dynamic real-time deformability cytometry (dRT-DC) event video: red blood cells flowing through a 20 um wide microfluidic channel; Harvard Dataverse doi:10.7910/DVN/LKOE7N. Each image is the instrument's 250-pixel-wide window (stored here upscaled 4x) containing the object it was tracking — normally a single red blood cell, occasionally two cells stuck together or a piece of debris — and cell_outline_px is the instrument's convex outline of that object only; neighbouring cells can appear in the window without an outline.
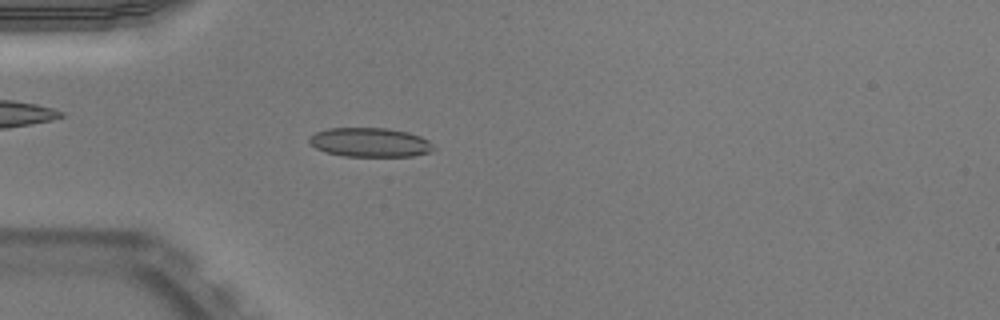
{"species": "Egyptian fruit bat (a non-hibernating species)", "species_latin": "Rousettus aegyptiacus", "temperature_condition": "warm", "stored_images_in_passage": 51, "camera_frame_rate_fps": 3000, "um_per_image_px": 0.085, "animal": {"sex": "male"}, "frame": {"image": 1, "passage_image": 15, "time_ms": 4.667, "image_size_px": [1000, 320], "cell_outline_px": [[436, 148], [432, 152], [412, 156], [344, 156], [324, 152], [316, 148], [308, 140], [316, 132], [328, 128], [388, 128], [408, 132], [420, 136], [428, 140]], "centroid_in_image_um": [31.48, 12.1], "position_along_channel_um": 53.5, "area_um2": 21.15}}
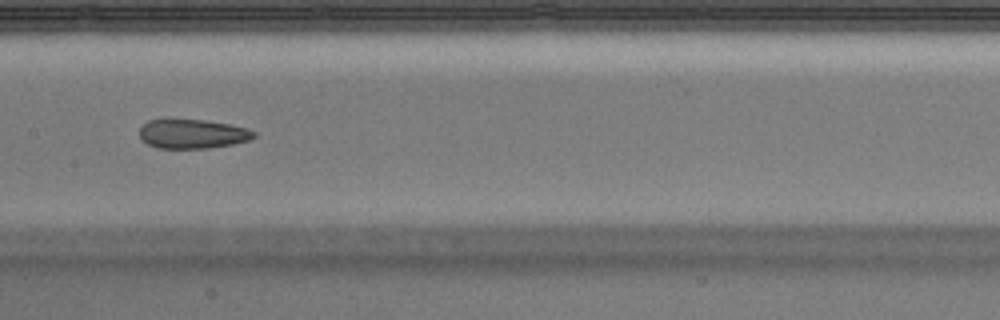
{"frame": {"image": 2, "passage_image": 26, "time_ms": 8.333, "image_size_px": [1000, 320], "cell_outline_px": [[256, 136], [248, 140], [232, 144], [208, 148], [156, 148], [148, 144], [140, 136], [140, 128], [148, 120], [204, 120], [228, 124], [248, 128], [256, 132]], "centroid_in_image_um": [16.38, 11.38], "position_along_channel_um": 191.0, "area_um2": 19.25}}
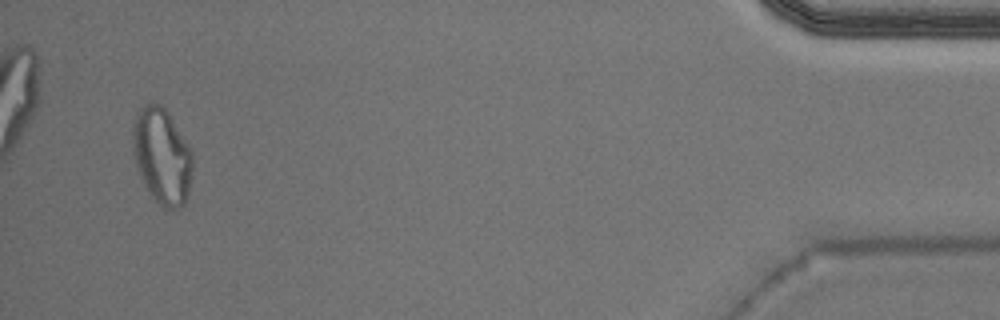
{"frame": {"image": 3, "passage_image": 49, "time_ms": 16.0, "image_size_px": [1000, 320], "cell_outline_px": [[192, 168], [188, 192], [184, 204], [176, 208], [164, 208], [148, 192], [140, 176], [132, 152], [132, 124], [140, 108], [144, 104], [160, 104], [168, 112], [192, 148]], "centroid_in_image_um": [13.75, 13.23], "position_along_channel_um": 421.4, "area_um2": 33.52}, "authors_computed_cell_mechanics": {"area_um2": 20.6924, "velocity_mm_per_s": 3.9714, "shape_relaxation_time_tau1_ms": null, "shape_relaxation_time_tau2_ms": 3.6507, "deformation_change_tau1": null, "deformation_change_tau2": 0.0999}}